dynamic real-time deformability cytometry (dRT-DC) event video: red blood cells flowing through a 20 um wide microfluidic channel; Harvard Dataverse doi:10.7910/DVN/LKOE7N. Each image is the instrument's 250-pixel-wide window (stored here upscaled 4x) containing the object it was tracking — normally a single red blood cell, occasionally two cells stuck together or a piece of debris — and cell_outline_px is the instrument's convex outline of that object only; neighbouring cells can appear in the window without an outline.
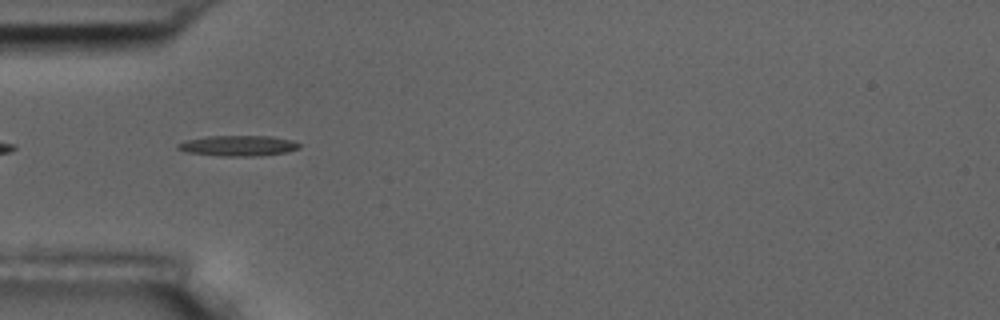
{"species": "common noctule bat (a hibernating species)", "species_latin": "Nyctalus noctula", "temperature_condition": "room temperature", "stored_images_in_passage": 11, "camera_frame_rate_fps": 3000, "um_per_image_px": 0.085, "animal": {"sex": "male", "body_mass_g": 17.5, "forearm_length_mm": 52.3}, "frame": {"image": 1, "passage_image": 5, "time_ms": 5.333, "image_size_px": [1000, 320], "cell_outline_px": [[300, 148], [284, 152], [260, 156], [216, 156], [184, 152], [176, 148], [176, 144], [184, 140], [204, 136], [272, 136], [292, 140], [300, 144]], "centroid_in_image_um": [20.17, 12.38], "position_along_channel_um": 64.8, "area_um2": 14.8}}
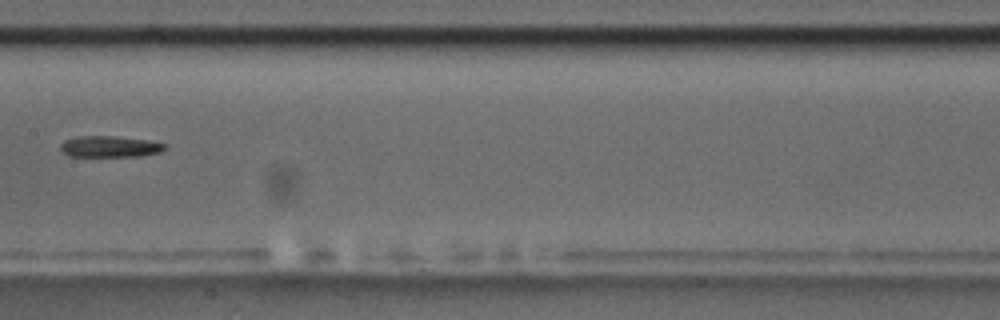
{"frame": {"image": 2, "passage_image": 8, "time_ms": 9.0, "image_size_px": [1000, 320], "cell_outline_px": [[168, 148], [160, 152], [140, 156], [68, 156], [60, 148], [60, 144], [64, 140], [76, 136], [112, 136], [148, 140], [168, 144]], "centroid_in_image_um": [9.36, 12.45], "position_along_channel_um": 198.0, "area_um2": 13.01}}
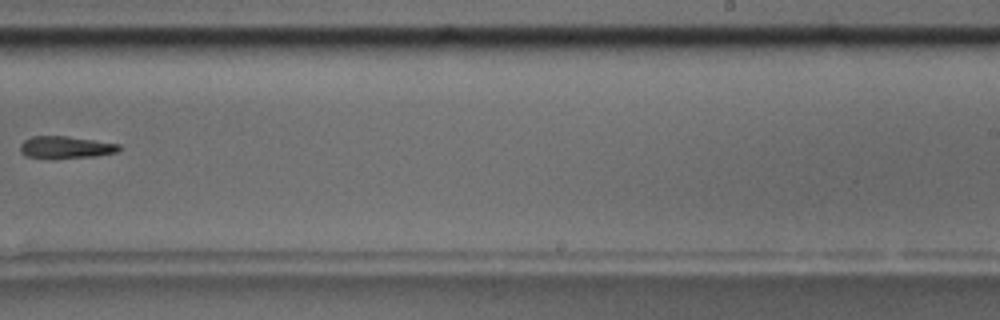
{"frame": {"image": 3, "passage_image": 10, "time_ms": 11.333, "image_size_px": [1000, 320], "cell_outline_px": [[120, 148], [116, 152], [96, 156], [24, 156], [20, 152], [20, 144], [24, 140], [32, 136], [68, 136], [120, 144]], "centroid_in_image_um": [5.58, 12.47], "position_along_channel_um": 283.4, "area_um2": 12.14}}